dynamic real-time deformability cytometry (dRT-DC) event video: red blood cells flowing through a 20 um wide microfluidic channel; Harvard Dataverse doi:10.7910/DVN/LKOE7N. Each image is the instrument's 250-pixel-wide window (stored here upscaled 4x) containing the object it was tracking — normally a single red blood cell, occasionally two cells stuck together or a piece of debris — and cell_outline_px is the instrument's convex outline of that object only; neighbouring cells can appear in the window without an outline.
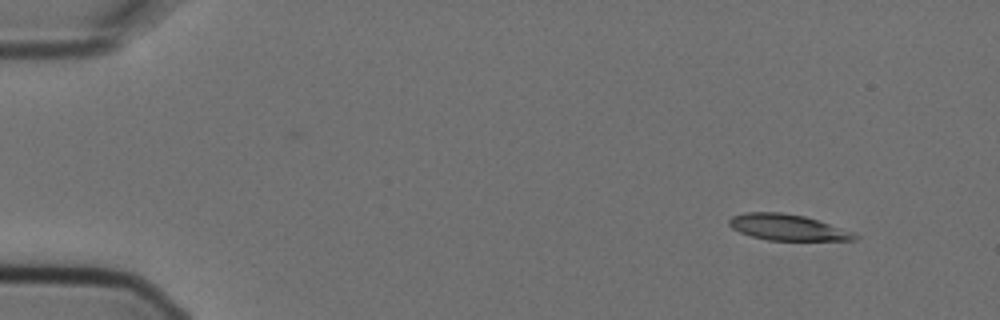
{"species": "Egyptian fruit bat (a non-hibernating species)", "species_latin": "Rousettus aegyptiacus", "temperature_condition": "cold", "stored_images_in_passage": 3, "camera_frame_rate_fps": 3000, "um_per_image_px": 0.085, "animal": {"sex": "female"}, "frame": {"image": 1, "passage_image": 1, "time_ms": 0.0, "image_size_px": [1000, 320], "cell_outline_px": [[860, 236], [856, 240], [768, 240], [752, 236], [740, 232], [732, 228], [728, 224], [728, 220], [732, 216], [744, 212], [780, 212], [804, 216], [852, 232]], "centroid_in_image_um": [66.89, 19.32], "position_along_channel_um": 18.1, "area_um2": 18.79}}